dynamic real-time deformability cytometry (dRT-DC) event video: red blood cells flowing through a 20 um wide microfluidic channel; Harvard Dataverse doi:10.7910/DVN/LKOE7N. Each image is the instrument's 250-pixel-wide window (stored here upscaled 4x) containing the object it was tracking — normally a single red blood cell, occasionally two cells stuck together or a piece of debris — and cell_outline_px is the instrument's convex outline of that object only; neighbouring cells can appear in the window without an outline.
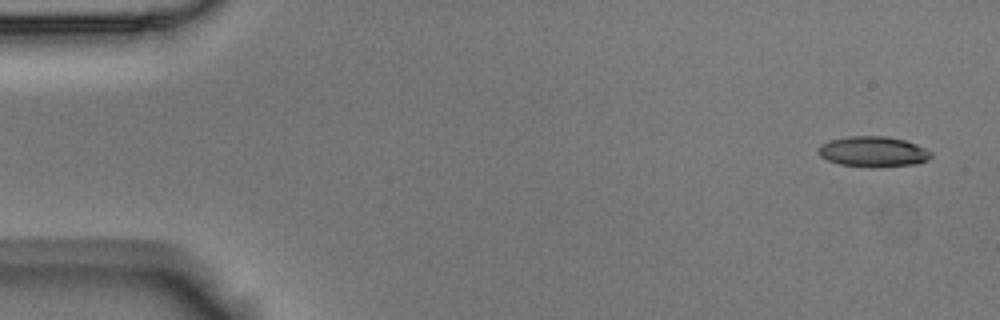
{"species": "Egyptian fruit bat (a non-hibernating species)", "species_latin": "Rousettus aegyptiacus", "temperature_condition": "room temperature", "stored_images_in_passage": 8, "camera_frame_rate_fps": 3000, "um_per_image_px": 0.085, "animal": {"sex": "male"}, "frame": {"image": 1, "passage_image": 1, "time_ms": 0.0, "image_size_px": [1000, 320], "cell_outline_px": [[932, 156], [928, 160], [916, 164], [840, 164], [828, 160], [820, 156], [816, 148], [820, 144], [828, 140], [848, 136], [884, 136], [904, 140], [916, 144], [932, 152]], "centroid_in_image_um": [74.18, 12.83], "position_along_channel_um": 10.8, "area_um2": 19.13}}
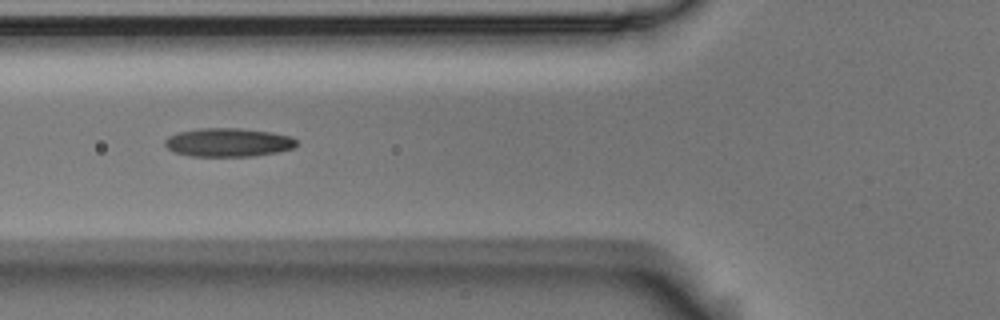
{"frame": {"image": 2, "passage_image": 6, "time_ms": 1.667, "image_size_px": [1000, 320], "cell_outline_px": [[296, 148], [276, 152], [252, 156], [192, 156], [176, 152], [168, 148], [164, 144], [164, 140], [168, 136], [176, 132], [200, 128], [240, 128], [272, 132], [292, 136], [296, 140]], "centroid_in_image_um": [19.41, 12.09], "position_along_channel_um": 106.4, "area_um2": 22.02}}
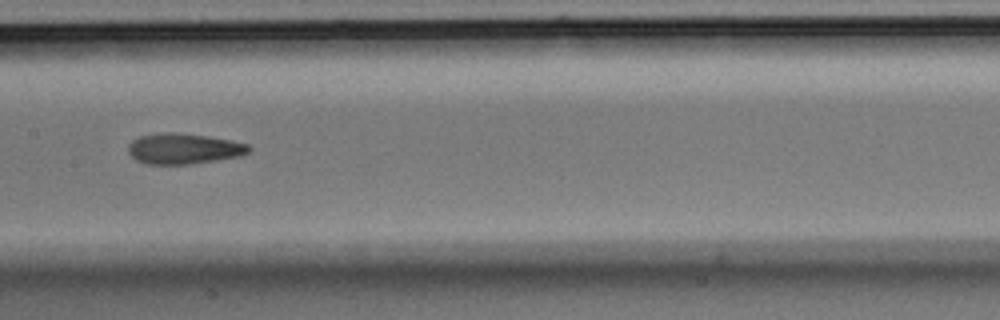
{"frame": {"image": 3, "passage_image": 8, "time_ms": 2.333, "image_size_px": [1000, 320], "cell_outline_px": [[252, 148], [248, 152], [240, 156], [192, 164], [148, 164], [136, 160], [128, 152], [128, 144], [132, 140], [140, 136], [168, 132], [172, 132], [208, 136], [232, 140], [248, 144]], "centroid_in_image_um": [15.63, 12.64], "position_along_channel_um": 191.8, "area_um2": 21.5}}